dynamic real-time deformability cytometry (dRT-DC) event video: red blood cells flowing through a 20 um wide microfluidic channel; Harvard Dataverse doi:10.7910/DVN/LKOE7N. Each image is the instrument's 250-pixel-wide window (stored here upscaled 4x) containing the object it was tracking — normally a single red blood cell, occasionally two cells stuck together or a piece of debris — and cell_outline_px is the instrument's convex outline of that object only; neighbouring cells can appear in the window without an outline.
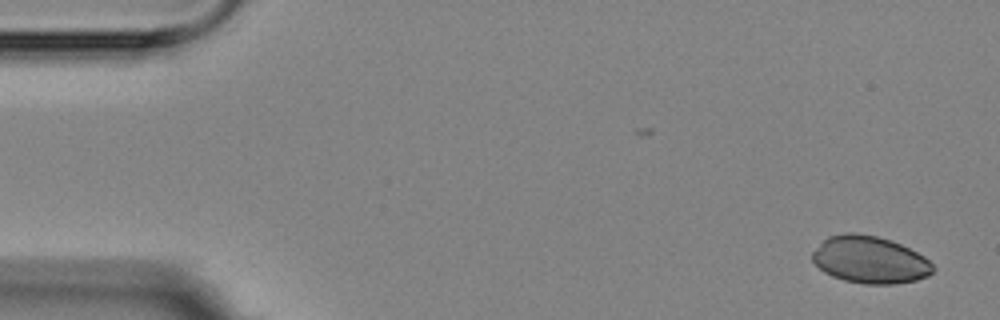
{"species": "Egyptian fruit bat (a non-hibernating species)", "species_latin": "Rousettus aegyptiacus", "temperature_condition": "room temperature", "stored_images_in_passage": 3, "camera_frame_rate_fps": 3000, "um_per_image_px": 0.085, "animal": {"sex": "female"}, "frame": {"image": 1, "passage_image": 1, "time_ms": 0.0, "image_size_px": [1000, 320], "cell_outline_px": [[936, 268], [928, 276], [916, 280], [892, 284], [864, 284], [844, 280], [832, 276], [824, 272], [812, 260], [812, 252], [828, 236], [844, 232], [852, 232], [876, 236], [892, 240], [924, 256]], "centroid_in_image_um": [73.94, 22.08], "position_along_channel_um": 11.1, "area_um2": 33.12}}